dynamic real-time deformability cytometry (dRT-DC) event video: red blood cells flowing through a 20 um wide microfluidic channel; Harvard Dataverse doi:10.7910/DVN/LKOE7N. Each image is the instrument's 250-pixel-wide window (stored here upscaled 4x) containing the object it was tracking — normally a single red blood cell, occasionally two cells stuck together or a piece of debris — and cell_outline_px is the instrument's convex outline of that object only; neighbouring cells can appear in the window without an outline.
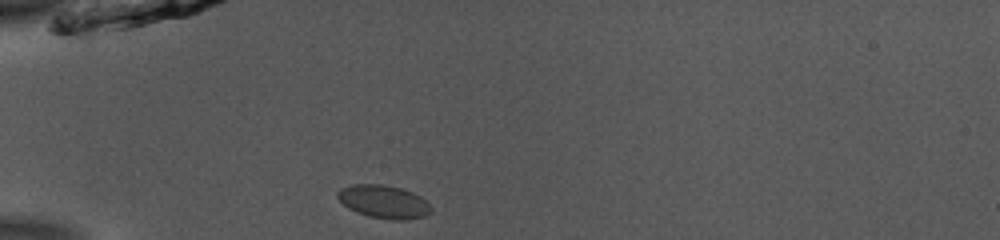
{"species": "common noctule bat (a hibernating species)", "species_latin": "Nyctalus noctula", "temperature_condition": "room temperature", "stored_images_in_passage": 37, "camera_frame_rate_fps": 3000, "um_per_image_px": 0.085, "animal": {"sex": "male", "body_mass_g": 13.0, "forearm_length_mm": 53.1}, "frame": {"image": 1, "passage_image": 1, "time_ms": 0.0, "image_size_px": [1000, 240], "cell_outline_px": [[432, 212], [424, 216], [408, 220], [392, 220], [368, 216], [356, 212], [348, 208], [336, 196], [336, 192], [340, 188], [352, 184], [384, 184], [400, 188], [412, 192], [420, 196], [432, 208]], "centroid_in_image_um": [32.6, 17.14], "position_along_channel_um": 52.4, "area_um2": 18.15}}
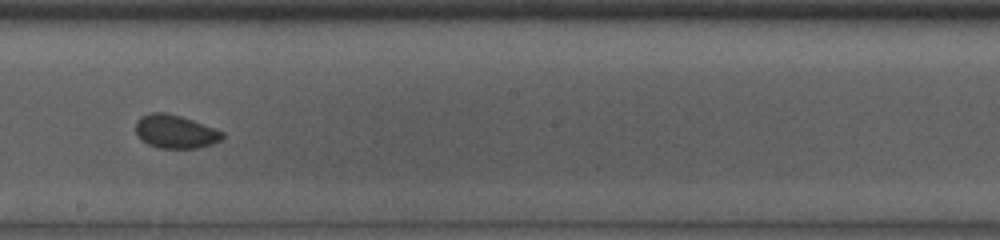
{"frame": {"image": 2, "passage_image": 16, "time_ms": 5.0, "image_size_px": [1000, 240], "cell_outline_px": [[224, 136], [220, 140], [212, 144], [196, 148], [160, 148], [148, 144], [140, 140], [136, 132], [136, 120], [140, 116], [152, 112], [164, 112], [180, 116], [192, 120], [224, 132]], "centroid_in_image_um": [14.87, 11.18], "position_along_channel_um": 233.3, "area_um2": 16.82}}
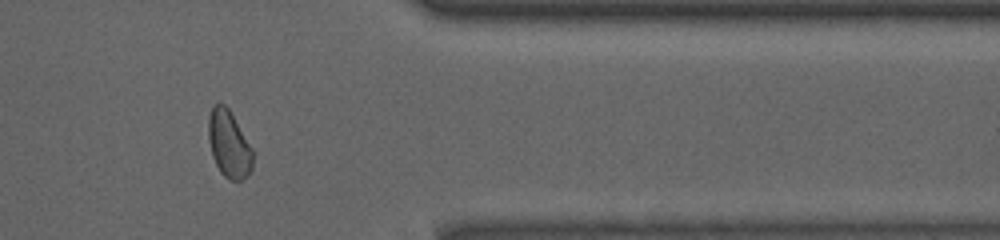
{"frame": {"image": 3, "passage_image": 29, "time_ms": 9.333, "image_size_px": [1000, 240], "cell_outline_px": [[252, 168], [240, 180], [232, 180], [224, 176], [220, 172], [212, 156], [208, 140], [208, 116], [212, 104], [220, 100], [228, 108], [252, 148]], "centroid_in_image_um": [19.41, 12.18], "position_along_channel_um": 392.0, "area_um2": 17.28}, "authors_computed_cell_mechanics": {"area_um2": 17.051, "velocity_mm_per_s": 3.9041, "shape_relaxation_time_tau1_ms": 2.4753, "shape_relaxation_time_tau2_ms": 0.9819, "deformation_change_tau1": 0.065, "deformation_change_tau2": 0.029}}